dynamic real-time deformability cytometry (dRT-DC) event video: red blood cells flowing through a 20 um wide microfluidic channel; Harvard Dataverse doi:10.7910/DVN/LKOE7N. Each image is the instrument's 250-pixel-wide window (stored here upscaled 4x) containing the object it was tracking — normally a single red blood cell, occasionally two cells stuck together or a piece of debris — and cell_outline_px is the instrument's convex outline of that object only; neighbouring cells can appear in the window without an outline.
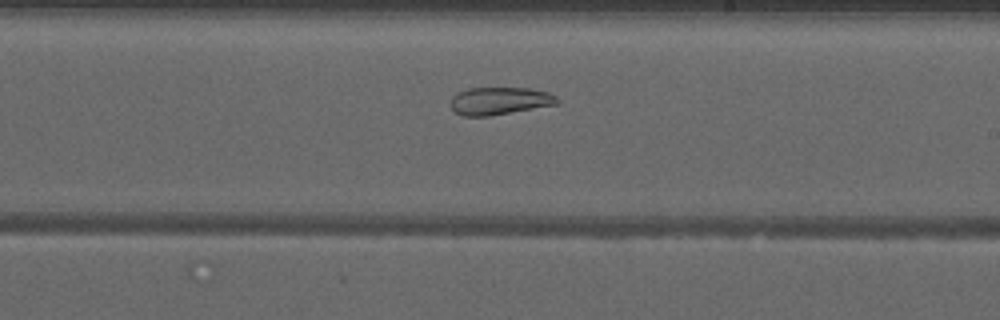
{"species": "common noctule bat (a hibernating species)", "species_latin": "Nyctalus noctula", "temperature_condition": "warm", "stored_images_in_passage": 44, "segment_of_instrument_passage": [2, 2], "camera_frame_rate_fps": 3000, "um_per_image_px": 0.085, "animal": {"sex": "male", "forearm_length_mm": 52.5}, "frame": {"image": 1, "passage_image": 24, "time_ms": 7.667, "image_size_px": [1000, 320], "cell_outline_px": [[560, 100], [556, 104], [488, 116], [460, 116], [448, 104], [452, 96], [456, 92], [468, 88], [528, 88], [548, 92], [556, 96]], "centroid_in_image_um": [42.4, 8.57], "position_along_channel_um": 246.6, "area_um2": 17.17}}
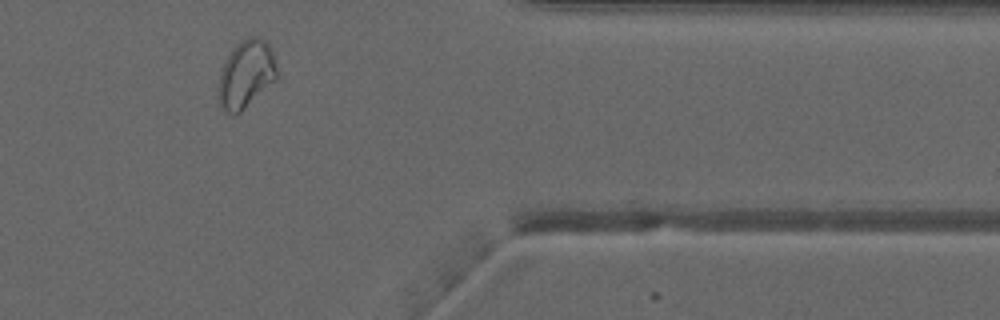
{"frame": {"image": 2, "passage_image": 36, "time_ms": 11.667, "image_size_px": [1000, 320], "cell_outline_px": [[276, 80], [236, 116], [232, 116], [224, 112], [220, 108], [216, 92], [220, 68], [224, 60], [236, 44], [240, 40], [248, 36], [260, 36], [268, 44], [272, 52], [276, 68]], "centroid_in_image_um": [20.84, 6.34], "position_along_channel_um": 390.6, "area_um2": 23.7}}
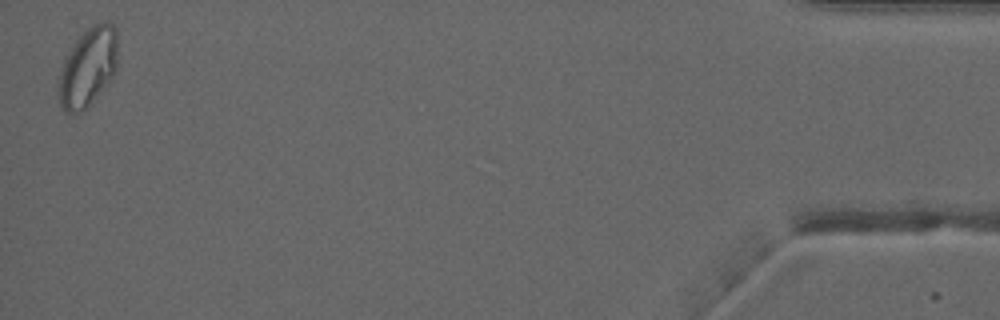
{"frame": {"image": 3, "passage_image": 44, "time_ms": 14.333, "image_size_px": [1000, 320], "cell_outline_px": [[116, 72], [88, 108], [80, 112], [64, 112], [60, 104], [56, 92], [56, 84], [60, 68], [68, 52], [76, 40], [84, 32], [96, 24], [104, 20], [112, 24], [116, 28]], "centroid_in_image_um": [7.43, 5.76], "position_along_channel_um": 427.8, "area_um2": 27.34}}